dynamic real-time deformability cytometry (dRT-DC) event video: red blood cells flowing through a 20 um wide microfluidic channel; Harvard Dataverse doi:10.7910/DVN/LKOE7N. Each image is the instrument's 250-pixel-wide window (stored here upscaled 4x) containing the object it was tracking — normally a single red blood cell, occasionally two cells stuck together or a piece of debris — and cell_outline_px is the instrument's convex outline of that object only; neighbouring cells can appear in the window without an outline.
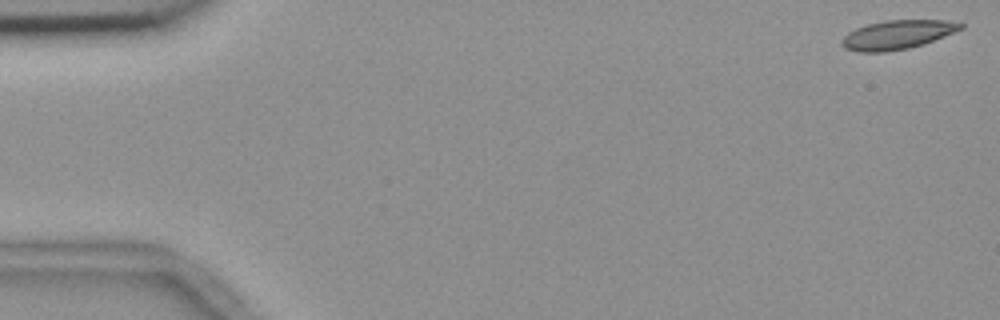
{"species": "common noctule bat (a hibernating species)", "species_latin": "Nyctalus noctula", "temperature_condition": "room temperature", "stored_images_in_passage": 55, "camera_frame_rate_fps": 3000, "um_per_image_px": 0.085, "animal": {"sex": "female", "body_mass_g": 18.4}, "frame": {"image": 1, "passage_image": 1, "time_ms": 0.0, "image_size_px": [1000, 320], "cell_outline_px": [[964, 28], [924, 44], [908, 48], [884, 52], [860, 52], [844, 48], [840, 44], [840, 40], [848, 32], [856, 28], [868, 24], [884, 20], [944, 20], [964, 24]], "centroid_in_image_um": [76.24, 2.95], "position_along_channel_um": 8.8, "area_um2": 20.06}}
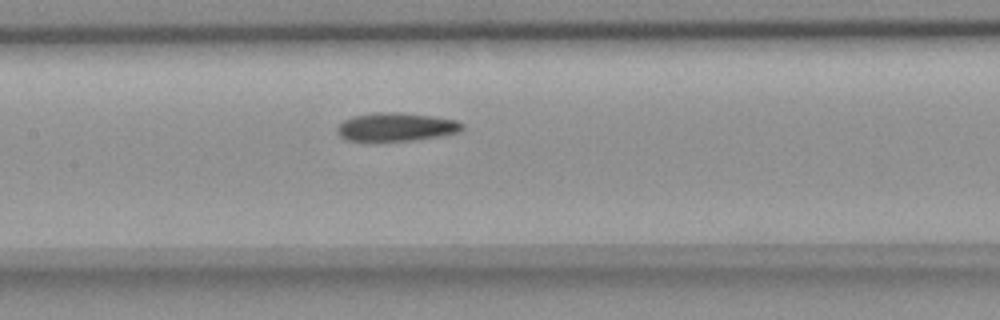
{"frame": {"image": 2, "passage_image": 26, "time_ms": 8.333, "image_size_px": [1000, 320], "cell_outline_px": [[464, 128], [460, 132], [412, 140], [348, 140], [340, 136], [336, 128], [344, 120], [352, 116], [376, 112], [400, 112], [432, 116], [456, 120], [464, 124]], "centroid_in_image_um": [33.68, 10.77], "position_along_channel_um": 173.7, "area_um2": 20.4}}
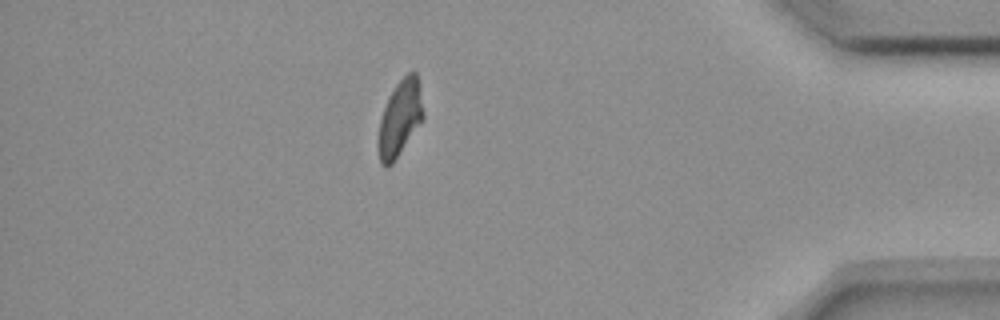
{"frame": {"image": 3, "passage_image": 48, "time_ms": 15.667, "image_size_px": [1000, 320], "cell_outline_px": [[424, 116], [392, 164], [388, 168], [384, 168], [380, 164], [380, 120], [388, 96], [396, 84], [408, 72], [416, 72], [424, 112]], "centroid_in_image_um": [34.0, 10.03], "position_along_channel_um": 401.2, "area_um2": 19.13}, "authors_computed_cell_mechanics": {"area_um2": 20.519, "velocity_mm_per_s": 3.6631, "shape_relaxation_time_tau1_ms": null, "shape_relaxation_time_tau2_ms": 5.7076, "deformation_change_tau1": null, "deformation_change_tau2": 0.1329}}